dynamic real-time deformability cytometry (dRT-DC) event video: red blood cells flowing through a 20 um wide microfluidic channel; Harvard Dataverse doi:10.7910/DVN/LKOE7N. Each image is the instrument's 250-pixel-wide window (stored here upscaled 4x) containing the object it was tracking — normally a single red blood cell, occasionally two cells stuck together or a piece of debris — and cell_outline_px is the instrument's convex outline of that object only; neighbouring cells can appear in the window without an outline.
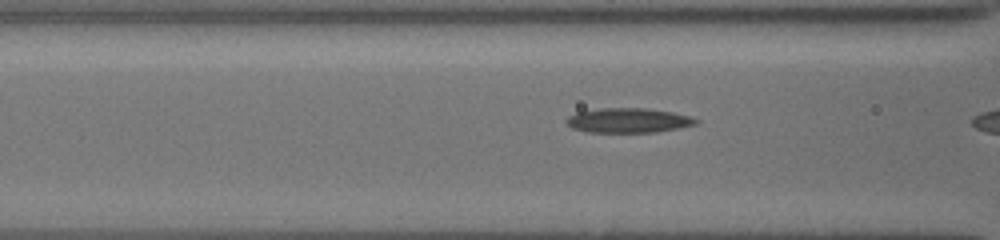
{"species": "common noctule bat (a hibernating species)", "species_latin": "Nyctalus noctula", "temperature_condition": "cold", "stored_images_in_passage": 24, "camera_frame_rate_fps": 3000, "um_per_image_px": 0.085, "animal": {"sex": "female", "body_mass_g": 19.5, "forearm_length_mm": 54.1}, "frame": {"image": 1, "passage_image": 23, "time_ms": 7.333, "image_size_px": [1000, 240], "cell_outline_px": [[700, 120], [696, 124], [676, 128], [652, 132], [588, 132], [572, 128], [564, 120], [568, 116], [576, 112], [600, 108], [644, 108], [672, 112], [688, 116]], "centroid_in_image_um": [53.35, 10.23], "position_along_channel_um": 113.3, "area_um2": 18.44}}